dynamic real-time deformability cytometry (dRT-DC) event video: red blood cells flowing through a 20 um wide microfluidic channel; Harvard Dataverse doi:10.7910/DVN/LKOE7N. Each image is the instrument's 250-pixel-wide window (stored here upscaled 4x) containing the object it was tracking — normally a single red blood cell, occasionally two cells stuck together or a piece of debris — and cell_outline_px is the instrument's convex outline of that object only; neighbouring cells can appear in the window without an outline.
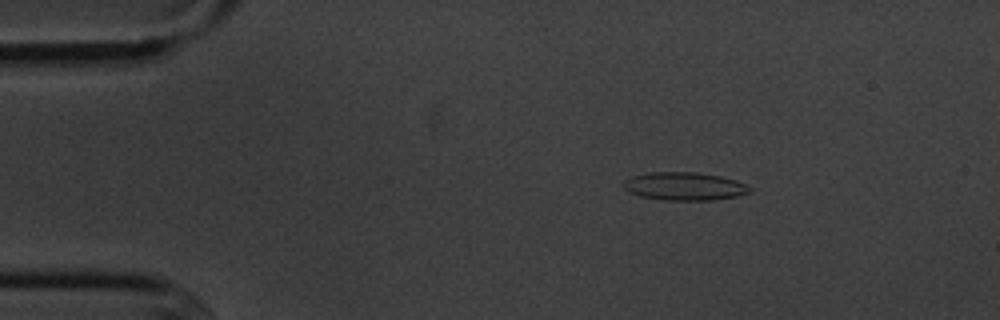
{"species": "common noctule bat (a hibernating species)", "species_latin": "Nyctalus noctula", "temperature_condition": "cold", "stored_images_in_passage": 5, "camera_frame_rate_fps": 3000, "um_per_image_px": 0.085, "animal": {"sex": "male", "body_mass_g": 20.1, "forearm_length_mm": 53.5}, "frame": {"image": 1, "passage_image": 3, "time_ms": 2.333, "image_size_px": [1000, 320], "cell_outline_px": [[752, 192], [736, 196], [712, 200], [664, 200], [640, 196], [628, 192], [620, 184], [624, 180], [632, 176], [652, 172], [696, 172], [720, 176], [736, 180], [752, 188]], "centroid_in_image_um": [58.15, 15.83], "position_along_channel_um": 26.9, "area_um2": 20.75}}